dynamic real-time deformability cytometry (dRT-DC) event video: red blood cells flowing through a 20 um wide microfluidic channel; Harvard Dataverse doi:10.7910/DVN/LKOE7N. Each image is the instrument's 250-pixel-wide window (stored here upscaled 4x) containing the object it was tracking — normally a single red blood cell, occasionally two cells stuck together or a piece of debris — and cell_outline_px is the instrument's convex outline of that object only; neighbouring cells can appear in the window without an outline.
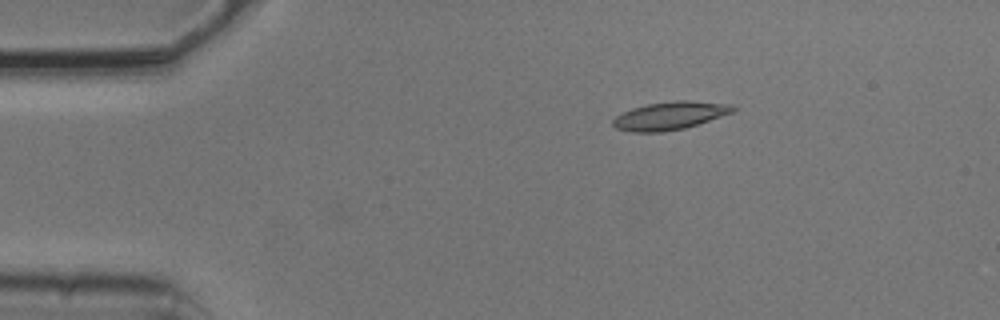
{"species": "common noctule bat (a hibernating species)", "species_latin": "Nyctalus noctula", "temperature_condition": "cold", "stored_images_in_passage": 6, "camera_frame_rate_fps": 3000, "um_per_image_px": 0.085, "animal": {"sex": "male", "body_mass_g": 20.5, "forearm_length_mm": 52.5}, "frame": {"image": 1, "passage_image": 3, "time_ms": 0.667, "image_size_px": [1000, 320], "cell_outline_px": [[740, 108], [736, 112], [684, 128], [664, 132], [632, 132], [616, 128], [612, 124], [612, 120], [616, 116], [632, 108], [648, 104], [676, 100], [688, 100], [732, 104]], "centroid_in_image_um": [57.01, 9.82], "position_along_channel_um": 28.0, "area_um2": 19.77}}
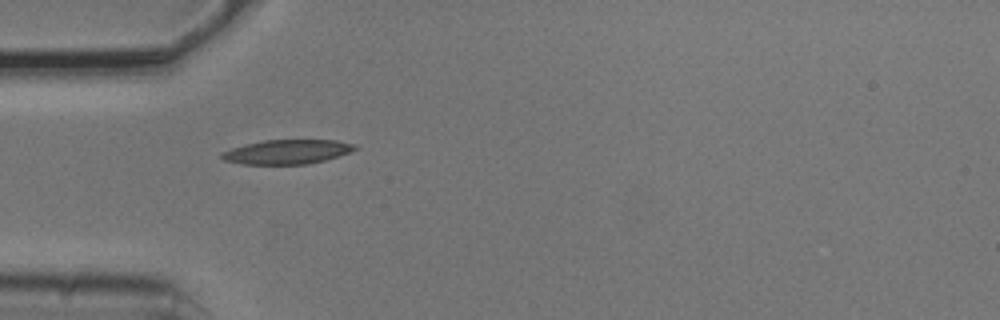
{"frame": {"image": 2, "passage_image": 5, "time_ms": 1.333, "image_size_px": [1000, 320], "cell_outline_px": [[360, 148], [352, 152], [324, 160], [308, 164], [244, 164], [224, 160], [220, 156], [220, 152], [244, 144], [264, 140], [336, 140], [356, 144]], "centroid_in_image_um": [24.44, 12.9], "position_along_channel_um": 60.6, "area_um2": 19.02}}
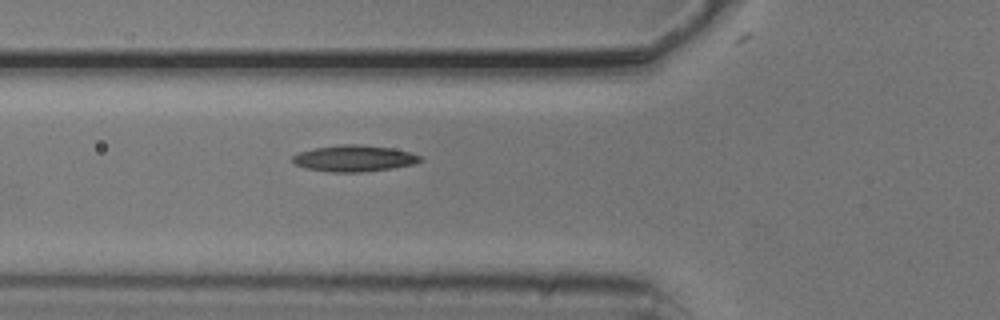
{"frame": {"image": 3, "passage_image": 6, "time_ms": 1.667, "image_size_px": [1000, 320], "cell_outline_px": [[424, 160], [412, 164], [392, 168], [360, 172], [332, 172], [304, 168], [296, 164], [292, 160], [292, 156], [300, 152], [316, 148], [340, 144], [360, 144], [392, 148], [412, 152], [420, 156]], "centroid_in_image_um": [30.12, 13.46], "position_along_channel_um": 95.7, "area_um2": 19.54}}